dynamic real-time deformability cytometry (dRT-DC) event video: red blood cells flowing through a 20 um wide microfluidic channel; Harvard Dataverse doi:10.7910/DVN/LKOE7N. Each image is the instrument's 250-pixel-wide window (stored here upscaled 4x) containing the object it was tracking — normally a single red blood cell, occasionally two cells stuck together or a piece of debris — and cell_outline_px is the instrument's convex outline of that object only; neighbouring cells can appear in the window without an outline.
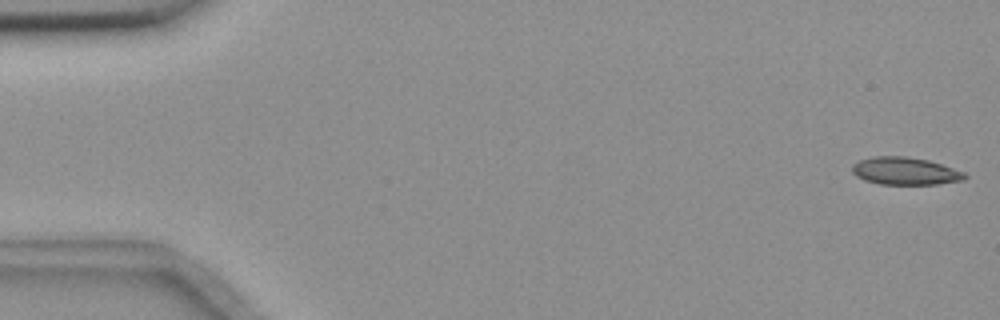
{"species": "common noctule bat (a hibernating species)", "species_latin": "Nyctalus noctula", "temperature_condition": "room temperature", "stored_images_in_passage": 5, "camera_frame_rate_fps": 3000, "um_per_image_px": 0.085, "animal": {"sex": "female", "body_mass_g": 18.4}, "frame": {"image": 1, "passage_image": 1, "time_ms": 0.0, "image_size_px": [1000, 320], "cell_outline_px": [[968, 176], [964, 180], [936, 184], [880, 184], [864, 180], [856, 176], [852, 172], [852, 164], [860, 160], [872, 156], [904, 156], [928, 160], [964, 172]], "centroid_in_image_um": [76.91, 14.54], "position_along_channel_um": 8.1, "area_um2": 18.03}}